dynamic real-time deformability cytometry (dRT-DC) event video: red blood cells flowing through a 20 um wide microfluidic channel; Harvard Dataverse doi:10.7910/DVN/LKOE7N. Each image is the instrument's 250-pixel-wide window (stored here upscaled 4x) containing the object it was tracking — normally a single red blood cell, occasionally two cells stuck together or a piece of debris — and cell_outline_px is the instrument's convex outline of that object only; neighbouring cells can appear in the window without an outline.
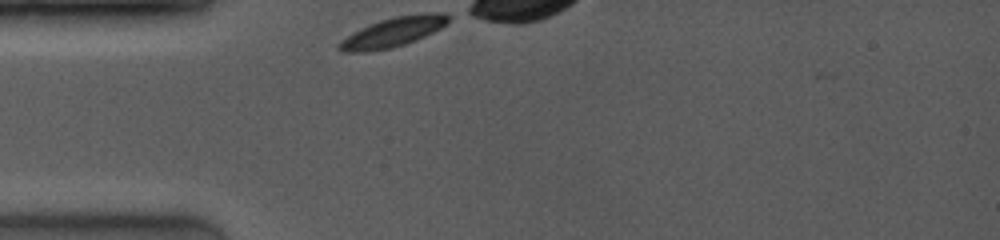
{"species": "common noctule bat (a hibernating species)", "species_latin": "Nyctalus noctula", "temperature_condition": "room temperature", "stored_images_in_passage": 38, "camera_frame_rate_fps": 4000, "um_per_image_px": 0.085, "animal": {"sex": "female", "body_mass_g": 19.0, "forearm_length_mm": 53.3}, "frame": {"image": 1, "passage_image": 1, "time_ms": 0.0, "image_size_px": [1000, 240], "cell_outline_px": [[452, 16], [440, 28], [424, 36], [404, 44], [392, 48], [364, 52], [344, 52], [336, 48], [336, 44], [340, 40], [360, 28], [380, 20], [396, 16], [432, 12], [444, 12]], "centroid_in_image_um": [33.37, 2.73], "position_along_channel_um": 51.6, "area_um2": 18.73}}
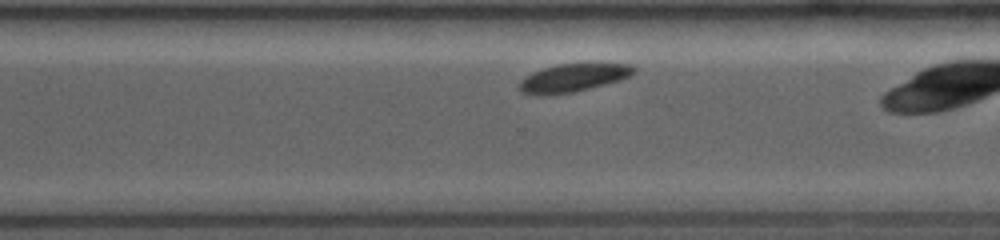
{"frame": {"image": 2, "passage_image": 30, "time_ms": 7.25, "image_size_px": [1000, 240], "cell_outline_px": [[636, 68], [628, 76], [620, 80], [572, 92], [540, 96], [536, 96], [520, 92], [520, 80], [524, 76], [532, 72], [544, 68], [560, 64], [632, 64]], "centroid_in_image_um": [48.64, 6.62], "position_along_channel_um": 322.0, "area_um2": 18.44}}
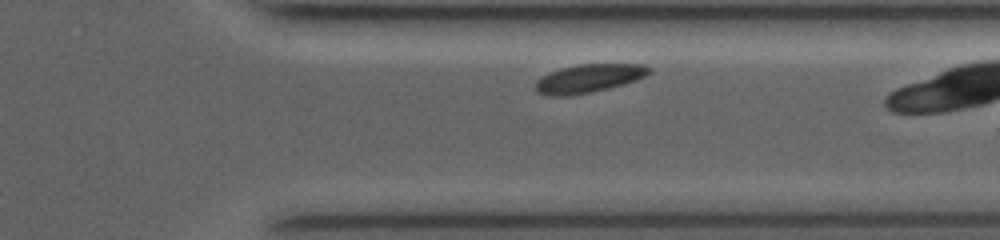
{"frame": {"image": 3, "passage_image": 34, "time_ms": 8.25, "image_size_px": [1000, 240], "cell_outline_px": [[652, 72], [636, 80], [624, 84], [592, 92], [564, 96], [548, 96], [536, 92], [536, 80], [540, 76], [548, 72], [560, 68], [580, 64], [644, 64], [652, 68]], "centroid_in_image_um": [50.03, 6.66], "position_along_channel_um": 361.4, "area_um2": 18.96}, "authors_computed_cell_mechanics": {"area_um2": 19.2185, "velocity_mm_per_s": 3.866, "shape_relaxation_time_tau1_ms": 3.1183, "shape_relaxation_time_tau2_ms": null, "deformation_change_tau1": 0.1074, "deformation_change_tau2": null}}